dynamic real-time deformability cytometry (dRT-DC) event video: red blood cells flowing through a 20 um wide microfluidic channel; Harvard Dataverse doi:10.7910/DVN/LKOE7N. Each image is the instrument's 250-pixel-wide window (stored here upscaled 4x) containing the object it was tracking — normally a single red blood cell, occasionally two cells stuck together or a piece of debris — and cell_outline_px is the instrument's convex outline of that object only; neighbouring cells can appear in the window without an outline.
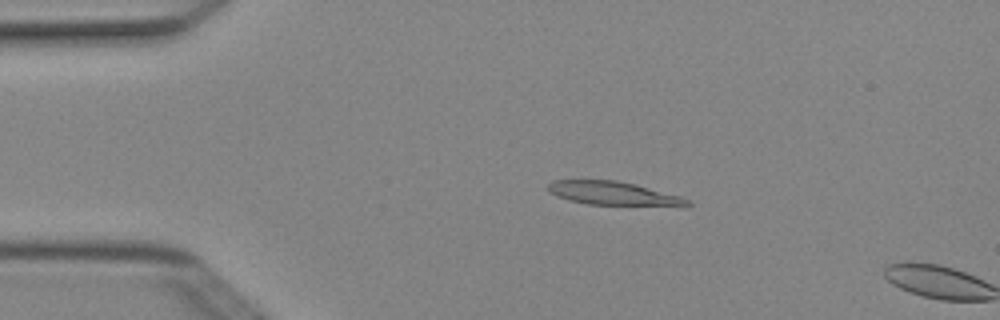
{"species": "Egyptian fruit bat (a non-hibernating species)", "species_latin": "Rousettus aegyptiacus", "temperature_condition": "cold", "stored_images_in_passage": 3, "camera_frame_rate_fps": 3000, "um_per_image_px": 0.085, "animal": {"sex": "female"}, "frame": {"image": 1, "passage_image": 2, "time_ms": 0.333, "image_size_px": [1000, 320], "cell_outline_px": [[692, 204], [688, 208], [588, 204], [568, 200], [556, 196], [548, 192], [548, 184], [552, 180], [616, 180], [636, 184], [680, 196], [688, 200]], "centroid_in_image_um": [52.24, 16.47], "position_along_channel_um": 32.8, "area_um2": 19.88}}